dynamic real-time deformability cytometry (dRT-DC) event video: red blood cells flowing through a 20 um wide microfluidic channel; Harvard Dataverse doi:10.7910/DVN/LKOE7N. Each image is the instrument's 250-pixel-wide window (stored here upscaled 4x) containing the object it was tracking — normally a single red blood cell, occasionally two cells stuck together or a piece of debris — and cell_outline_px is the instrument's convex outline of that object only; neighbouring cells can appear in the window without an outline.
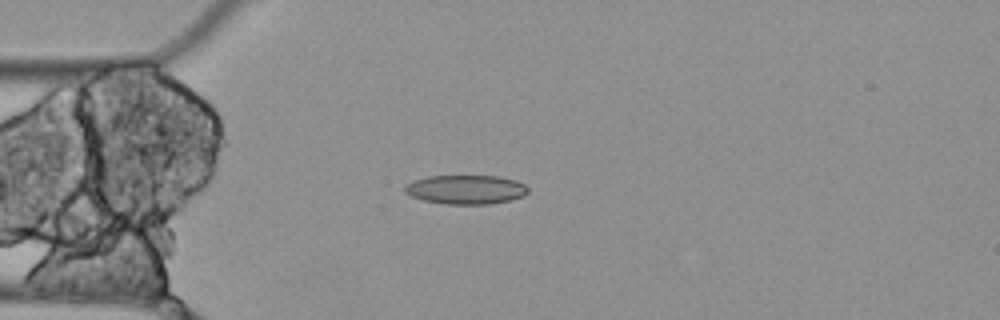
{"species": "Egyptian fruit bat (a non-hibernating species)", "species_latin": "Rousettus aegyptiacus", "temperature_condition": "cold", "stored_images_in_passage": 4, "camera_frame_rate_fps": 3000, "um_per_image_px": 0.085, "animal": {"sex": "female"}, "frame": {"image": 1, "passage_image": 4, "time_ms": 1.0, "image_size_px": [1000, 320], "cell_outline_px": [[528, 192], [524, 196], [492, 204], [444, 204], [424, 200], [412, 196], [404, 192], [404, 188], [412, 180], [428, 176], [500, 176], [516, 180], [524, 184], [528, 188]], "centroid_in_image_um": [39.61, 16.11], "position_along_channel_um": 45.4, "area_um2": 20.92}}